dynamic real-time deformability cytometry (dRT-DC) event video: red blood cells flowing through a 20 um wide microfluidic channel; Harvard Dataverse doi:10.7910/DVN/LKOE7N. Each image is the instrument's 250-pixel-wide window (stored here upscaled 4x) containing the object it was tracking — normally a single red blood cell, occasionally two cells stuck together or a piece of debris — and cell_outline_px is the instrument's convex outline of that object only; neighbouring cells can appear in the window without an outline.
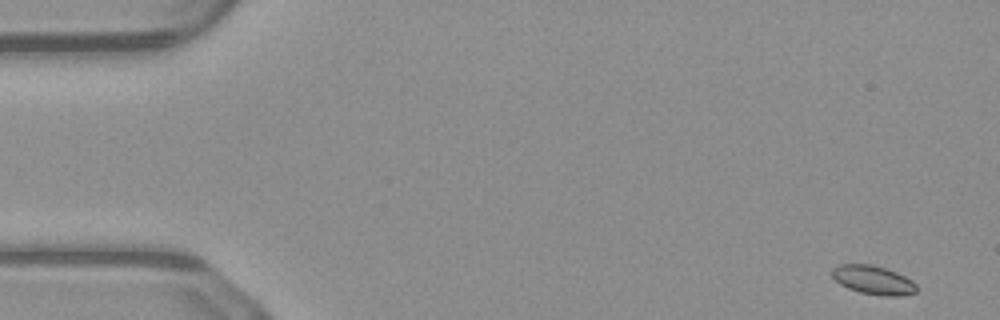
{"species": "common noctule bat (a hibernating species)", "species_latin": "Nyctalus noctula", "temperature_condition": "warm", "stored_images_in_passage": 49, "camera_frame_rate_fps": 3000, "um_per_image_px": 0.085, "animal": {"sex": "male", "body_mass_g": 23.1, "forearm_length_mm": 52.7}, "frame": {"image": 1, "passage_image": 1, "time_ms": 0.0, "image_size_px": [1000, 320], "cell_outline_px": [[916, 292], [900, 296], [884, 296], [860, 292], [848, 288], [840, 284], [832, 276], [832, 268], [840, 264], [872, 264], [896, 272], [912, 280], [916, 284]], "centroid_in_image_um": [74.22, 23.8], "position_along_channel_um": 10.8, "area_um2": 14.1}}
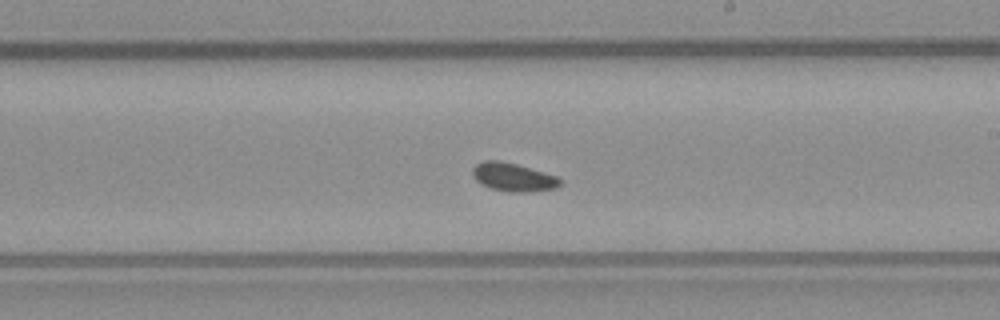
{"frame": {"image": 2, "passage_image": 28, "time_ms": 9.0, "image_size_px": [1000, 320], "cell_outline_px": [[560, 184], [556, 188], [524, 192], [512, 192], [492, 188], [480, 184], [472, 176], [472, 168], [476, 164], [484, 160], [500, 160], [516, 164], [544, 172], [556, 176], [560, 180]], "centroid_in_image_um": [43.57, 15.04], "position_along_channel_um": 245.4, "area_um2": 14.33}}
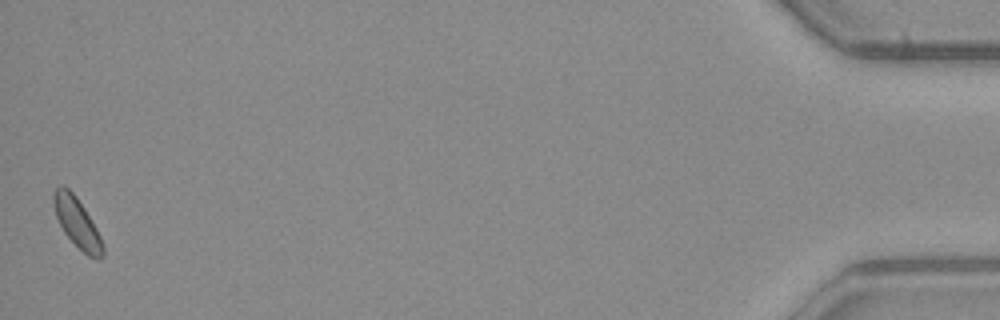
{"frame": {"image": 3, "passage_image": 49, "time_ms": 16.0, "image_size_px": [1000, 320], "cell_outline_px": [[104, 256], [100, 260], [96, 260], [88, 256], [64, 232], [56, 216], [52, 200], [52, 192], [60, 184], [64, 184], [76, 196], [84, 208], [96, 228], [100, 236], [104, 248]], "centroid_in_image_um": [6.55, 18.91], "position_along_channel_um": 428.7, "area_um2": 14.22}, "authors_computed_cell_mechanics": {"area_um2": 14.1032, "velocity_mm_per_s": 4.0795, "shape_relaxation_time_tau1_ms": null, "shape_relaxation_time_tau2_ms": 3.1797, "deformation_change_tau1": null, "deformation_change_tau2": 0.0595}}